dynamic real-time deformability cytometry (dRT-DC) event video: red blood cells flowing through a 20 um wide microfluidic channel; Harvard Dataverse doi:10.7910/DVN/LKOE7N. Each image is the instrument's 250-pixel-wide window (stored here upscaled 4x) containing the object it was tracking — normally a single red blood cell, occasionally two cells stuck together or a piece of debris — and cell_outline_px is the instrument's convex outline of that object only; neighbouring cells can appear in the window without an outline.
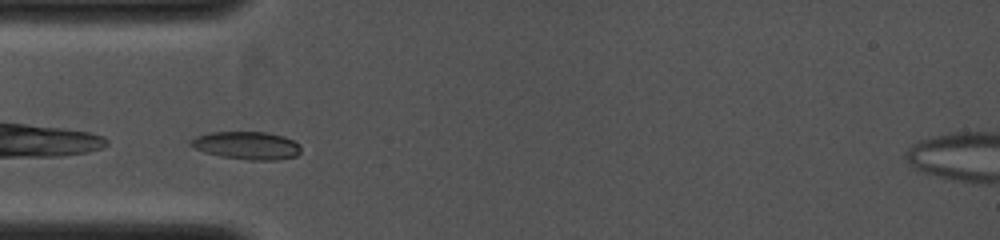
{"species": "common noctule bat (a hibernating species)", "species_latin": "Nyctalus noctula", "temperature_condition": "cold", "stored_images_in_passage": 5, "camera_frame_rate_fps": 4000, "um_per_image_px": 0.085, "animal": {"sex": "female", "body_mass_g": 19.0, "forearm_length_mm": 53.3}, "frame": {"image": 1, "passage_image": 1, "time_ms": 0.0, "image_size_px": [1000, 240], "cell_outline_px": [[300, 152], [296, 156], [276, 160], [248, 160], [220, 156], [204, 152], [188, 144], [188, 140], [196, 136], [212, 132], [264, 132], [284, 136], [300, 144]], "centroid_in_image_um": [20.96, 12.36], "position_along_channel_um": 64.0, "area_um2": 17.92}}
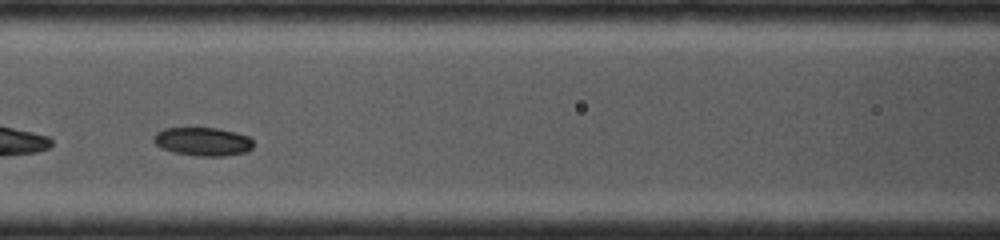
{"frame": {"image": 2, "passage_image": 3, "time_ms": 1.75, "image_size_px": [1000, 240], "cell_outline_px": [[252, 148], [244, 152], [224, 156], [196, 156], [176, 152], [160, 148], [152, 140], [152, 136], [156, 132], [164, 128], [216, 128], [236, 132], [248, 136], [252, 140]], "centroid_in_image_um": [17.2, 12.02], "position_along_channel_um": 149.4, "area_um2": 16.53}}
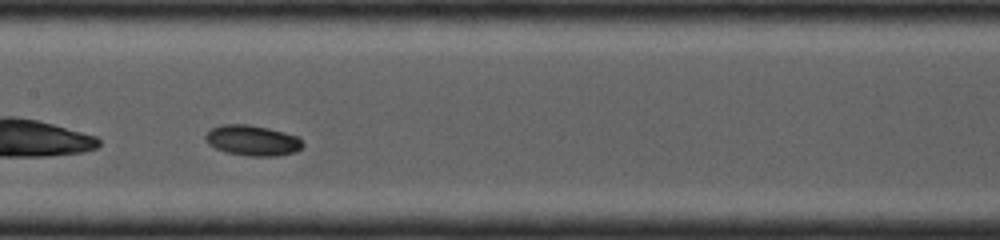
{"frame": {"image": 3, "passage_image": 4, "time_ms": 2.5, "image_size_px": [1000, 240], "cell_outline_px": [[304, 144], [296, 152], [276, 156], [248, 156], [224, 152], [208, 144], [204, 140], [204, 136], [212, 128], [220, 124], [248, 124], [268, 128], [300, 136]], "centroid_in_image_um": [21.46, 11.94], "position_along_channel_um": 185.9, "area_um2": 17.51}}